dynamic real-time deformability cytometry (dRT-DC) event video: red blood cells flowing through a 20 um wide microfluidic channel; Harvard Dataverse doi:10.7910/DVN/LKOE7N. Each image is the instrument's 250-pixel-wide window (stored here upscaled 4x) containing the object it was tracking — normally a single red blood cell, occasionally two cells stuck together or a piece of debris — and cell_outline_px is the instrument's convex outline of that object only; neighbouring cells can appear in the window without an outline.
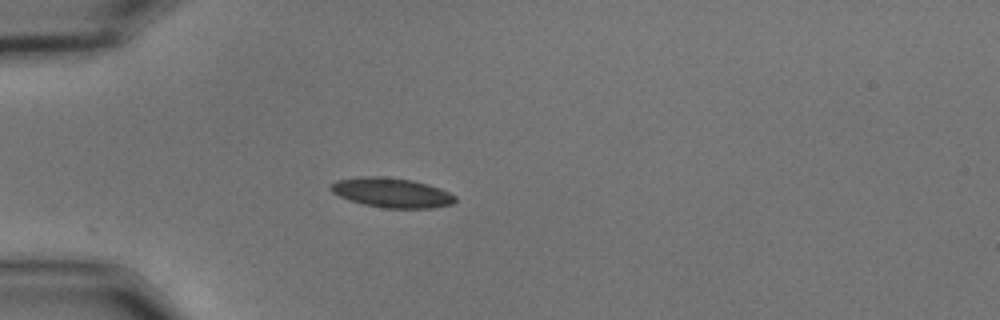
{"species": "common noctule bat (a hibernating species)", "species_latin": "Nyctalus noctula", "temperature_condition": "cold", "stored_images_in_passage": 41, "camera_frame_rate_fps": 3000, "um_per_image_px": 0.085, "animal": {"sex": "male", "body_mass_g": 15.6}, "frame": {"image": 1, "passage_image": 1, "time_ms": 0.0, "image_size_px": [1000, 320], "cell_outline_px": [[456, 200], [452, 204], [432, 208], [384, 208], [364, 204], [348, 200], [332, 192], [328, 188], [336, 180], [360, 176], [380, 176], [412, 180], [428, 184], [440, 188], [456, 196]], "centroid_in_image_um": [33.28, 16.37], "position_along_channel_um": 51.7, "area_um2": 21.56}}
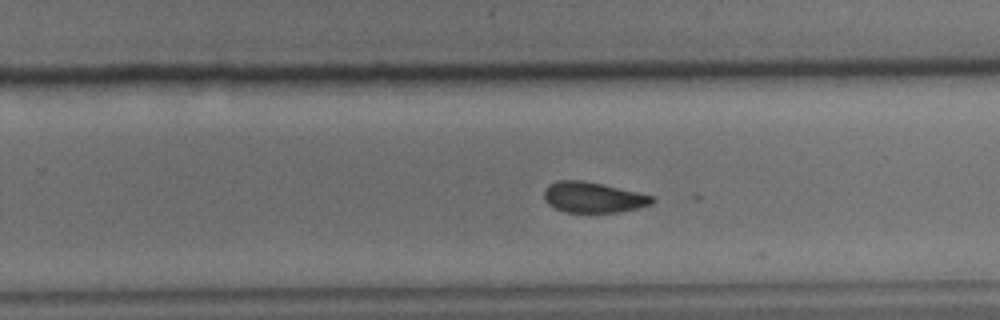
{"frame": {"image": 2, "passage_image": 21, "time_ms": 6.667, "image_size_px": [1000, 320], "cell_outline_px": [[656, 200], [652, 204], [620, 212], [564, 212], [548, 204], [544, 200], [544, 188], [548, 184], [556, 180], [580, 180], [600, 184], [636, 192], [652, 196]], "centroid_in_image_um": [50.36, 16.77], "position_along_channel_um": 279.4, "area_um2": 19.13}}
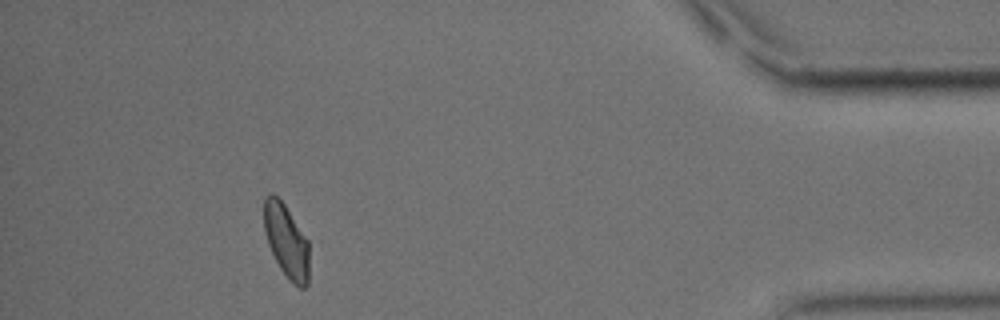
{"frame": {"image": 3, "passage_image": 36, "time_ms": 11.667, "image_size_px": [1000, 320], "cell_outline_px": [[308, 284], [304, 288], [300, 288], [288, 280], [280, 268], [268, 244], [264, 232], [264, 196], [272, 192], [284, 204], [308, 240]], "centroid_in_image_um": [24.33, 20.49], "position_along_channel_um": 410.9, "area_um2": 19.25}, "authors_computed_cell_mechanics": {"area_um2": 20.2878, "velocity_mm_per_s": 3.6226, "shape_relaxation_time_tau1_ms": null, "shape_relaxation_time_tau2_ms": 2.0659, "deformation_change_tau1": null, "deformation_change_tau2": 0.067}}